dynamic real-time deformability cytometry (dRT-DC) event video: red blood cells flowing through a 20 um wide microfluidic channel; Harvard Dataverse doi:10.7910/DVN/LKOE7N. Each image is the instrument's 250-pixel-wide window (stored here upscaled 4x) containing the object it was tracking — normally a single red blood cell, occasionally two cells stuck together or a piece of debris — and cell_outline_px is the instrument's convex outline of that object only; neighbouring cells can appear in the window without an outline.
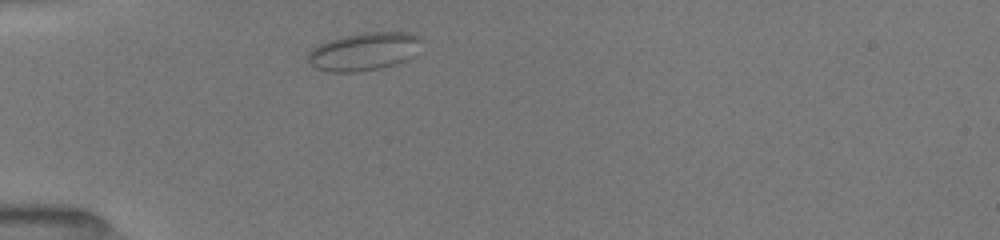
{"species": "common noctule bat (a hibernating species)", "species_latin": "Nyctalus noctula", "temperature_condition": "room temperature", "stored_images_in_passage": 2, "camera_frame_rate_fps": 3000, "um_per_image_px": 0.085, "animal": {"sex": "female", "body_mass_g": 19.5, "forearm_length_mm": 54.1}, "frame": {"image": 1, "passage_image": 1, "time_ms": 0.0, "image_size_px": [1000, 240], "cell_outline_px": [[420, 40], [412, 56], [408, 60], [396, 64], [380, 68], [360, 72], [328, 72], [316, 68], [308, 60], [308, 52], [316, 44], [328, 40], [344, 36], [364, 32], [408, 32], [420, 36]], "centroid_in_image_um": [30.9, 4.38], "position_along_channel_um": 54.1, "area_um2": 25.14}}